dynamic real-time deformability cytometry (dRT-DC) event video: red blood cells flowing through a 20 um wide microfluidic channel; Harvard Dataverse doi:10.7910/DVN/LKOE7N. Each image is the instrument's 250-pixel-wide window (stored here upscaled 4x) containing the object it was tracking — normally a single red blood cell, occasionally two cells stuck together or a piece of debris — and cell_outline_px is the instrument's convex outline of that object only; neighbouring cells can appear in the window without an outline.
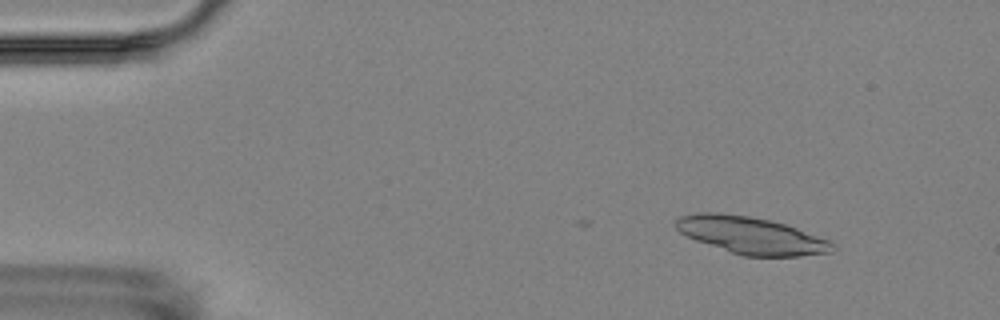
{"species": "Egyptian fruit bat (a non-hibernating species)", "species_latin": "Rousettus aegyptiacus", "temperature_condition": "room temperature", "stored_images_in_passage": 4, "camera_frame_rate_fps": 3000, "um_per_image_px": 0.085, "animal": {"sex": "female"}, "frame": {"image": 1, "passage_image": 2, "time_ms": 1.333, "image_size_px": [1000, 320], "cell_outline_px": [[836, 248], [832, 252], [800, 256], [744, 256], [696, 240], [680, 232], [676, 228], [676, 220], [680, 216], [696, 212], [720, 212], [748, 216], [772, 220], [796, 228], [828, 240], [836, 244]], "centroid_in_image_um": [63.86, 20.0], "position_along_channel_um": 21.1, "area_um2": 33.64}}